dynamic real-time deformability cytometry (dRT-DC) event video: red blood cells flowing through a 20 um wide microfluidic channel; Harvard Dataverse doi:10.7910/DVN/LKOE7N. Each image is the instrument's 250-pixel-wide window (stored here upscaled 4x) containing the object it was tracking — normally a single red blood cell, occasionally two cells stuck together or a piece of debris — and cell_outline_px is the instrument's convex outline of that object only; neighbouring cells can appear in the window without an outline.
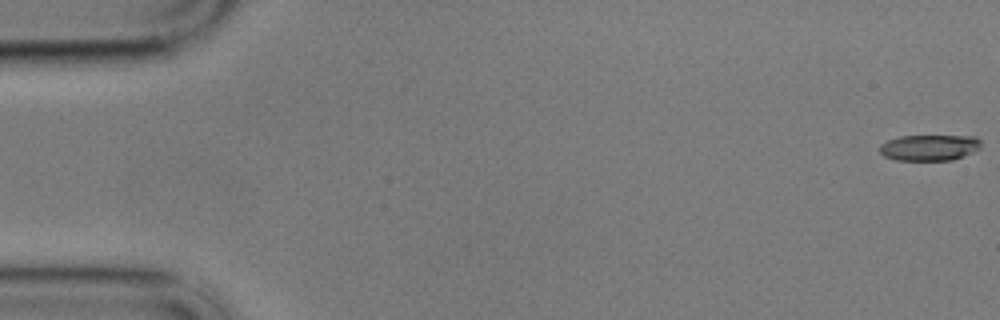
{"species": "common noctule bat (a hibernating species)", "species_latin": "Nyctalus noctula", "temperature_condition": "cold", "stored_images_in_passage": 59, "camera_frame_rate_fps": 3000, "um_per_image_px": 0.085, "animal": {"sex": "male", "body_mass_g": 17.9}, "frame": {"image": 1, "passage_image": 1, "time_ms": 0.0, "image_size_px": [1000, 320], "cell_outline_px": [[980, 148], [964, 156], [952, 160], [896, 160], [884, 156], [880, 152], [880, 144], [888, 140], [900, 136], [976, 136], [980, 140]], "centroid_in_image_um": [79.0, 12.54], "position_along_channel_um": 6.0, "area_um2": 15.32}}
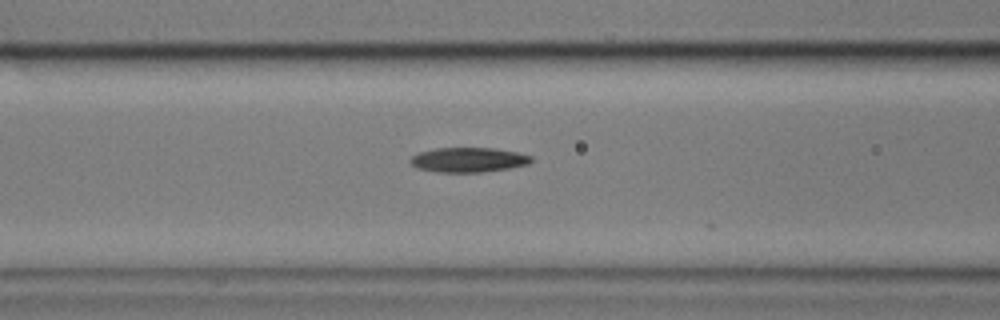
{"frame": {"image": 2, "passage_image": 24, "time_ms": 7.667, "image_size_px": [1000, 320], "cell_outline_px": [[532, 160], [528, 164], [508, 168], [480, 172], [436, 172], [416, 168], [408, 160], [412, 156], [420, 152], [436, 148], [496, 148], [516, 152], [532, 156]], "centroid_in_image_um": [39.79, 13.58], "position_along_channel_um": 126.8, "area_um2": 17.34}}
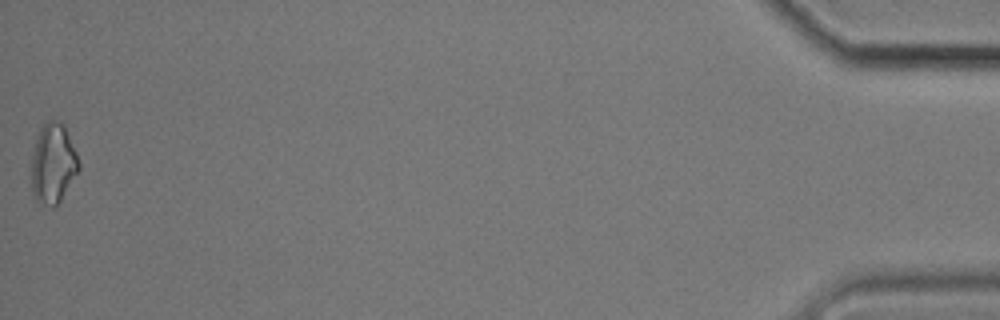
{"frame": {"image": 3, "passage_image": 59, "time_ms": 19.333, "image_size_px": [1000, 320], "cell_outline_px": [[80, 168], [60, 200], [52, 208], [36, 200], [32, 188], [32, 156], [36, 140], [40, 128], [48, 120], [52, 120], [64, 124], [76, 152], [80, 164]], "centroid_in_image_um": [4.52, 13.89], "position_along_channel_um": 430.7, "area_um2": 21.68}, "authors_computed_cell_mechanics": {"area_um2": 17.2822, "velocity_mm_per_s": 3.4266, "shape_relaxation_time_tau1_ms": 5.9617, "shape_relaxation_time_tau2_ms": null, "deformation_change_tau1": 0.1309, "deformation_change_tau2": null}}